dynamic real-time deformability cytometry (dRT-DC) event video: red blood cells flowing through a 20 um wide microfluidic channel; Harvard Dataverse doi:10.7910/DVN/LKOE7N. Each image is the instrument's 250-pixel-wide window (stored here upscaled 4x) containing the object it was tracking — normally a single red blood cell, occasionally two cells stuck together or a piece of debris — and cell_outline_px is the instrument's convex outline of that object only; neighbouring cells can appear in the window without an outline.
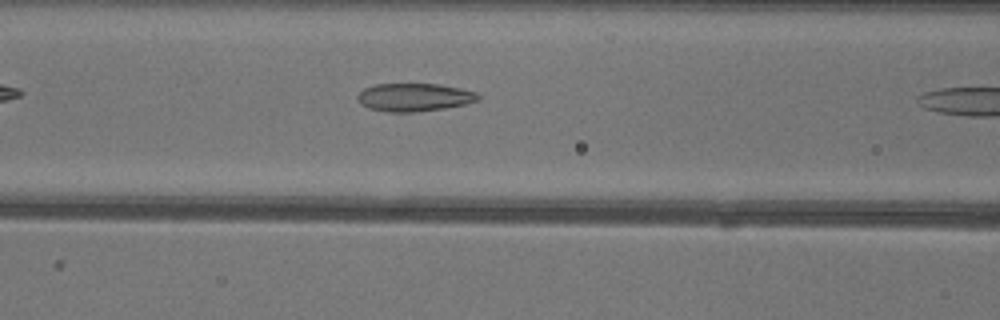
{"species": "common noctule bat (a hibernating species)", "species_latin": "Nyctalus noctula", "temperature_condition": "warm", "stored_images_in_passage": 6, "camera_frame_rate_fps": 3000, "um_per_image_px": 0.085, "animal": {"sex": "female"}, "frame": {"image": 1, "passage_image": 5, "time_ms": 1.333, "image_size_px": [1000, 320], "cell_outline_px": [[480, 100], [464, 104], [444, 108], [416, 112], [388, 112], [368, 108], [360, 104], [356, 96], [364, 88], [376, 84], [436, 84], [460, 88], [476, 92], [480, 96]], "centroid_in_image_um": [35.19, 8.27], "position_along_channel_um": 131.4, "area_um2": 19.71}}